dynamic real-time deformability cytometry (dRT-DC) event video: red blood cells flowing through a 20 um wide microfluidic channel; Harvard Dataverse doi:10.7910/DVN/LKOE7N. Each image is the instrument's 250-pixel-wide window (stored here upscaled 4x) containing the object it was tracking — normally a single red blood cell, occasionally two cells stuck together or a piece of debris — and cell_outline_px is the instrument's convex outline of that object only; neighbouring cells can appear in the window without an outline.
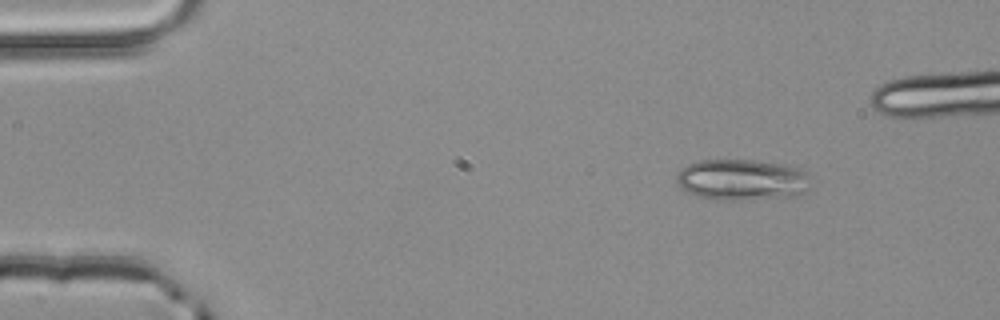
{"species": "common noctule bat (a hibernating species)", "species_latin": "Nyctalus noctula", "temperature_condition": "room temperature", "stored_images_in_passage": 3, "camera_frame_rate_fps": 3000, "um_per_image_px": 0.085, "animal": {"sex": "male", "body_mass_g": 20.4}, "frame": {"image": 1, "passage_image": 1, "time_ms": 0.0, "image_size_px": [1000, 320], "cell_outline_px": [[812, 188], [800, 196], [740, 200], [716, 200], [684, 192], [676, 184], [676, 176], [680, 168], [688, 164], [700, 160], [752, 160], [784, 164], [796, 168], [804, 172]], "centroid_in_image_um": [63.04, 15.3], "position_along_channel_um": 22.0, "area_um2": 32.54}}